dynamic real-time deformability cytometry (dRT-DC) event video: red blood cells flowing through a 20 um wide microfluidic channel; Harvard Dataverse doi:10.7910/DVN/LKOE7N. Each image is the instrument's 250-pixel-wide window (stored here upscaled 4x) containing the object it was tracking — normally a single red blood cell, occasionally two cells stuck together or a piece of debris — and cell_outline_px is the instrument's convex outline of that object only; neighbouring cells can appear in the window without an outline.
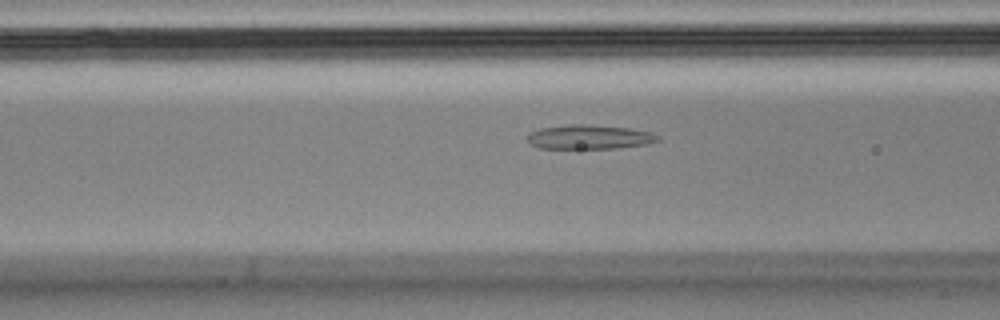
{"species": "Egyptian fruit bat (a non-hibernating species)", "species_latin": "Rousettus aegyptiacus", "temperature_condition": "cold", "stored_images_in_passage": 44, "segment_of_instrument_passage": [1, 2], "camera_frame_rate_fps": 3000, "um_per_image_px": 0.085, "animal": {"sex": "male"}, "frame": {"image": 1, "passage_image": 10, "time_ms": 3.0, "image_size_px": [1000, 320], "cell_outline_px": [[660, 140], [648, 144], [616, 148], [540, 148], [528, 144], [528, 132], [540, 128], [568, 124], [592, 124], [628, 128], [652, 132], [660, 136]], "centroid_in_image_um": [50.09, 11.63], "position_along_channel_um": 116.5, "area_um2": 18.67}}
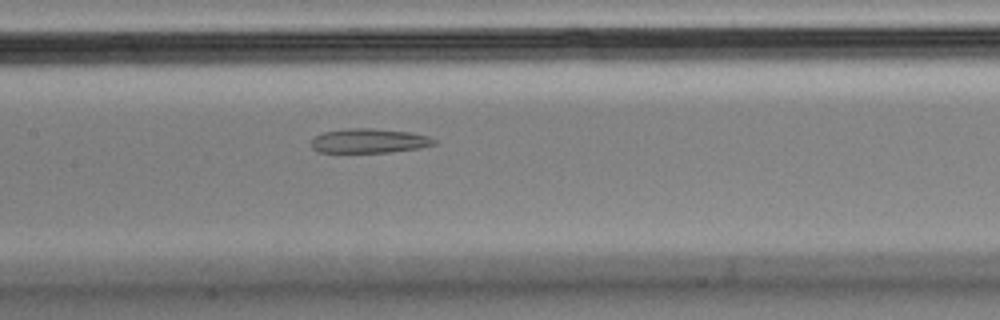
{"frame": {"image": 2, "passage_image": 15, "time_ms": 4.667, "image_size_px": [1000, 320], "cell_outline_px": [[436, 144], [420, 148], [388, 152], [316, 152], [312, 148], [312, 140], [316, 136], [324, 132], [348, 128], [372, 128], [412, 132], [428, 136], [436, 140]], "centroid_in_image_um": [31.4, 11.97], "position_along_channel_um": 176.0, "area_um2": 17.46}}
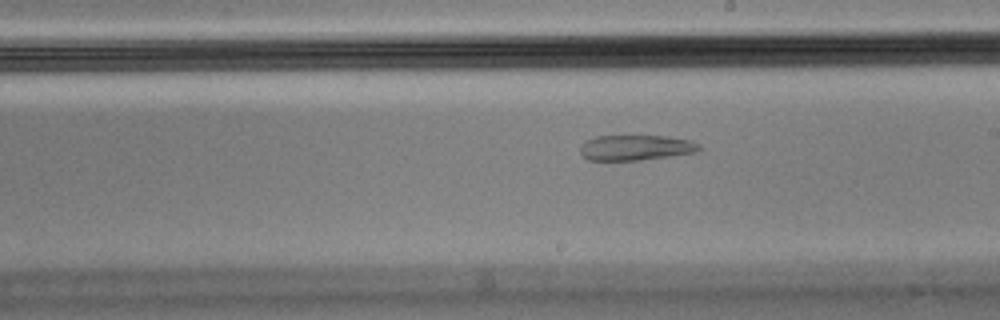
{"frame": {"image": 3, "passage_image": 20, "time_ms": 6.333, "image_size_px": [1000, 320], "cell_outline_px": [[700, 148], [696, 152], [640, 160], [588, 160], [580, 152], [580, 148], [584, 140], [596, 136], [668, 136], [688, 140], [700, 144]], "centroid_in_image_um": [54.0, 12.54], "position_along_channel_um": 235.0, "area_um2": 17.46}}